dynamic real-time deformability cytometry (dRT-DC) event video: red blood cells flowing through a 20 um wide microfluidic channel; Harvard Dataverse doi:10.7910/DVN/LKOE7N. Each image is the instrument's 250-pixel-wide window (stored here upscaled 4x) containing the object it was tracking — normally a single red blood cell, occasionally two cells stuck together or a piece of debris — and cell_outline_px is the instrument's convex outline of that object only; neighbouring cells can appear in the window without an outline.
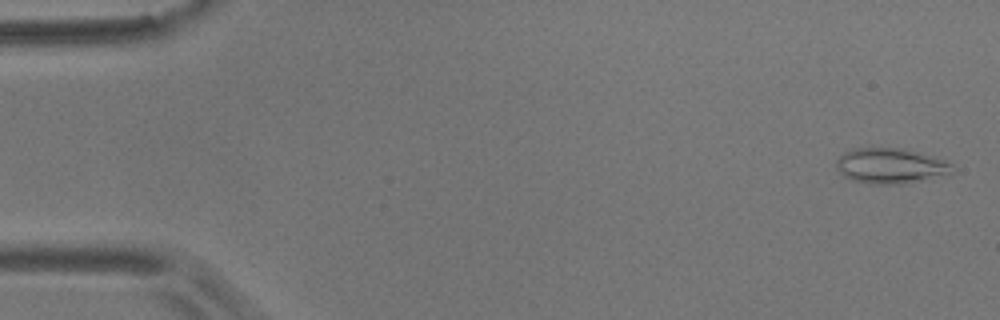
{"species": "common noctule bat (a hibernating species)", "species_latin": "Nyctalus noctula", "temperature_condition": "room temperature", "stored_images_in_passage": 56, "camera_frame_rate_fps": 3000, "um_per_image_px": 0.085, "animal": {"sex": "male", "body_mass_g": 17.9}, "frame": {"image": 1, "passage_image": 2, "time_ms": 0.333, "image_size_px": [1000, 320], "cell_outline_px": [[956, 168], [948, 176], [900, 184], [876, 184], [852, 180], [844, 176], [836, 168], [836, 160], [844, 152], [856, 148], [900, 148], [916, 152], [944, 160], [952, 164]], "centroid_in_image_um": [75.73, 14.11], "position_along_channel_um": 9.3, "area_um2": 23.93}}
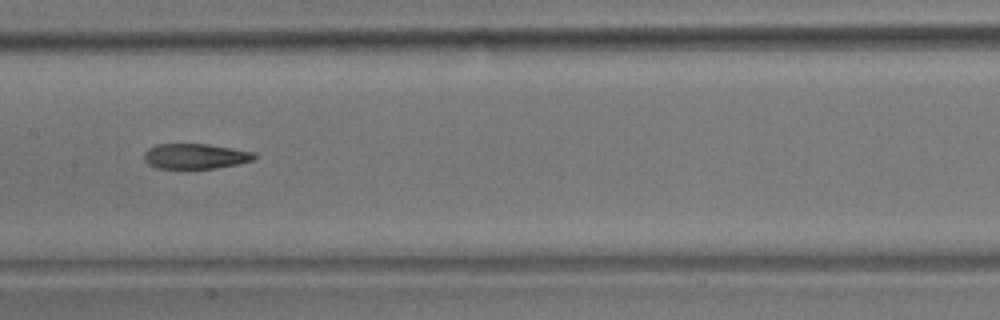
{"frame": {"image": 2, "passage_image": 28, "time_ms": 9.0, "image_size_px": [1000, 320], "cell_outline_px": [[256, 156], [252, 160], [236, 164], [216, 168], [156, 168], [148, 164], [144, 160], [144, 152], [148, 148], [156, 144], [208, 144], [256, 152]], "centroid_in_image_um": [16.58, 13.27], "position_along_channel_um": 190.8, "area_um2": 16.18}}
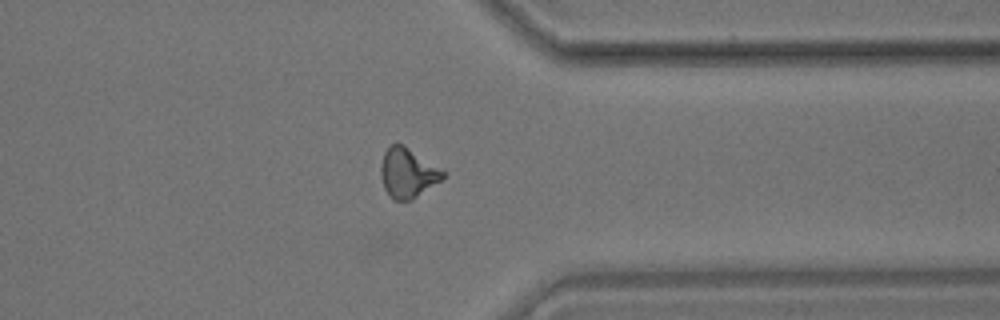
{"frame": {"image": 3, "passage_image": 44, "time_ms": 14.333, "image_size_px": [1000, 320], "cell_outline_px": [[444, 176], [440, 180], [412, 200], [392, 200], [384, 188], [380, 176], [380, 168], [384, 152], [392, 144], [404, 144], [444, 172]], "centroid_in_image_um": [34.6, 14.71], "position_along_channel_um": 376.8, "area_um2": 17.63}, "authors_computed_cell_mechanics": {"area_um2": 17.4556, "velocity_mm_per_s": 3.5843, "shape_relaxation_time_tau1_ms": 9.312, "shape_relaxation_time_tau2_ms": 4.7552, "deformation_change_tau1": 0.2096, "deformation_change_tau2": 0.1156}}